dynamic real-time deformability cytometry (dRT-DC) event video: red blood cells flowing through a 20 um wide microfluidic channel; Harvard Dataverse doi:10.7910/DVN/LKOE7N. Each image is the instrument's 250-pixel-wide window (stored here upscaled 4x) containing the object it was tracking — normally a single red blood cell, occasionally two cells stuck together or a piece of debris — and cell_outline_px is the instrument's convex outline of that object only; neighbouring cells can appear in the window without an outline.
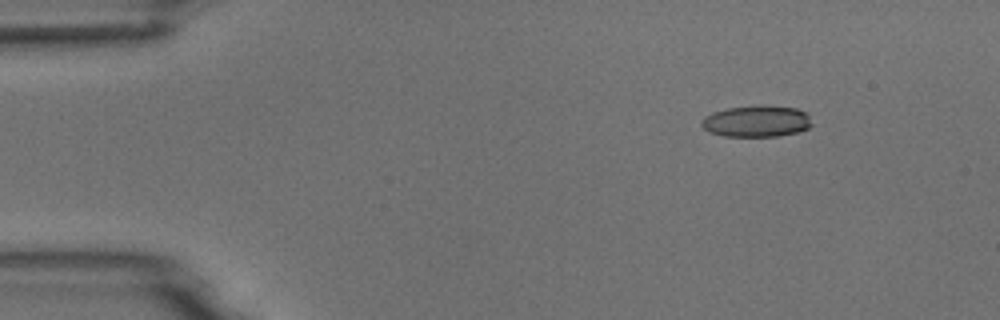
{"species": "common noctule bat (a hibernating species)", "species_latin": "Nyctalus noctula", "temperature_condition": "room temperature", "stored_images_in_passage": 4, "camera_frame_rate_fps": 3000, "um_per_image_px": 0.085, "animal": {"sex": "male", "body_mass_g": 18.8}, "frame": {"image": 1, "passage_image": 1, "time_ms": 0.0, "image_size_px": [1000, 320], "cell_outline_px": [[812, 124], [808, 128], [796, 132], [776, 136], [724, 136], [708, 132], [700, 124], [700, 120], [704, 116], [712, 112], [728, 108], [796, 108], [808, 112]], "centroid_in_image_um": [64.27, 10.35], "position_along_channel_um": 20.7, "area_um2": 19.54}}
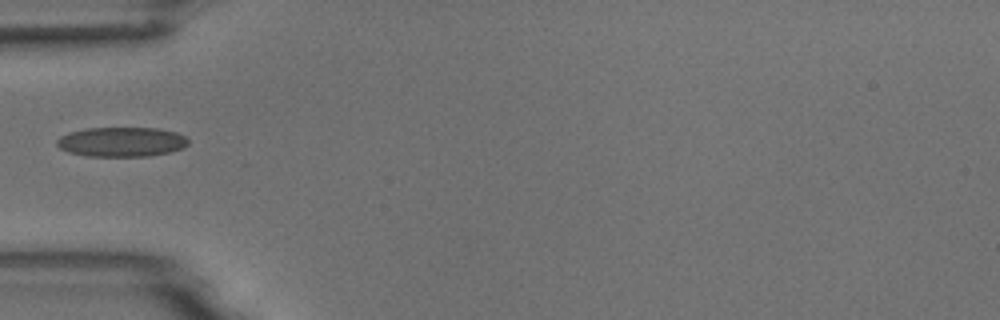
{"frame": {"image": 2, "passage_image": 4, "time_ms": 3.667, "image_size_px": [1000, 320], "cell_outline_px": [[188, 144], [180, 148], [168, 152], [148, 156], [88, 156], [68, 152], [60, 148], [56, 144], [56, 140], [60, 136], [68, 132], [88, 128], [156, 128], [176, 132], [184, 136], [188, 140]], "centroid_in_image_um": [10.29, 12.05], "position_along_channel_um": 74.7, "area_um2": 22.54}}